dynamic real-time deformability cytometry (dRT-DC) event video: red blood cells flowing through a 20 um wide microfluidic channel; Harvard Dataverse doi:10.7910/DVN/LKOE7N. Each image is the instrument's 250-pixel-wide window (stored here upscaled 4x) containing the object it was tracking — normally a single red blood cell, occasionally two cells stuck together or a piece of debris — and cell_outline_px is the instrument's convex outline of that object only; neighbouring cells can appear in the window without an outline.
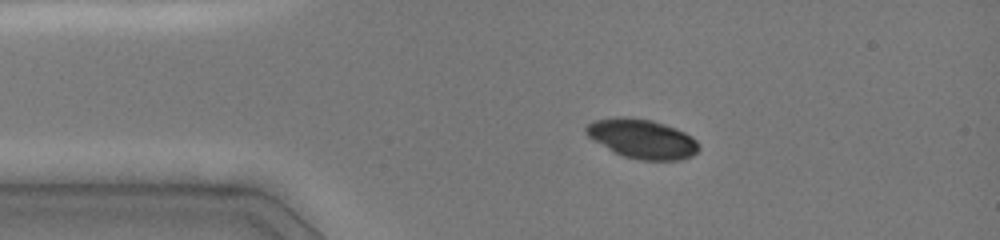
{"species": "common noctule bat (a hibernating species)", "species_latin": "Nyctalus noctula", "temperature_condition": "cold", "stored_images_in_passage": 4, "camera_frame_rate_fps": 3000, "um_per_image_px": 0.085, "animal": {"sex": "female", "body_mass_g": 19.0, "forearm_length_mm": 51.5}, "frame": {"image": 1, "passage_image": 3, "time_ms": 2.333, "image_size_px": [1000, 240], "cell_outline_px": [[700, 148], [692, 156], [680, 160], [640, 160], [624, 156], [608, 148], [588, 136], [584, 132], [584, 128], [588, 124], [596, 120], [616, 116], [628, 116], [652, 120], [676, 128], [692, 136], [696, 140]], "centroid_in_image_um": [54.6, 11.78], "position_along_channel_um": 30.4, "area_um2": 25.78}}